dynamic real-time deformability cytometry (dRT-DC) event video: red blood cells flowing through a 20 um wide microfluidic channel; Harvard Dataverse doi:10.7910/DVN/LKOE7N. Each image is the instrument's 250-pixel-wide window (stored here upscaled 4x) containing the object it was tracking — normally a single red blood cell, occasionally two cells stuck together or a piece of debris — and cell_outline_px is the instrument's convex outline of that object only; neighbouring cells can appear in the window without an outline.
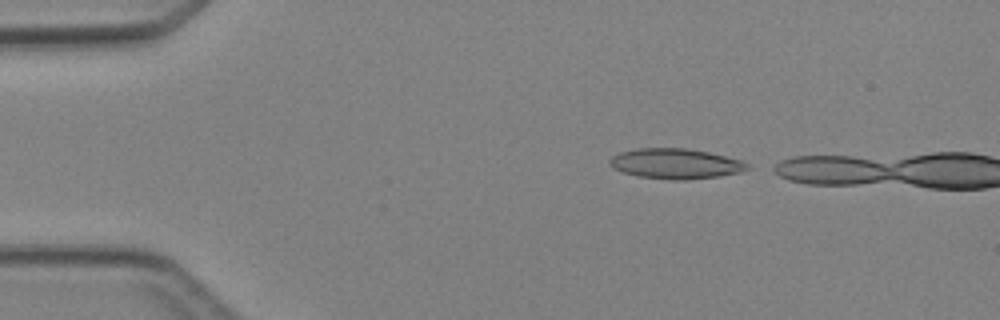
{"species": "Egyptian fruit bat (a non-hibernating species)", "species_latin": "Rousettus aegyptiacus", "temperature_condition": "cold", "stored_images_in_passage": 2, "camera_frame_rate_fps": 3000, "um_per_image_px": 0.085, "animal": {"sex": "female"}, "frame": {"image": 1, "passage_image": 1, "time_ms": 0.0, "image_size_px": [1000, 320], "cell_outline_px": [[752, 168], [740, 172], [720, 176], [688, 180], [672, 180], [636, 176], [612, 168], [608, 164], [608, 160], [612, 156], [620, 152], [636, 148], [688, 148], [708, 152], [740, 160], [748, 164]], "centroid_in_image_um": [57.4, 13.92], "position_along_channel_um": 27.6, "area_um2": 24.45}}